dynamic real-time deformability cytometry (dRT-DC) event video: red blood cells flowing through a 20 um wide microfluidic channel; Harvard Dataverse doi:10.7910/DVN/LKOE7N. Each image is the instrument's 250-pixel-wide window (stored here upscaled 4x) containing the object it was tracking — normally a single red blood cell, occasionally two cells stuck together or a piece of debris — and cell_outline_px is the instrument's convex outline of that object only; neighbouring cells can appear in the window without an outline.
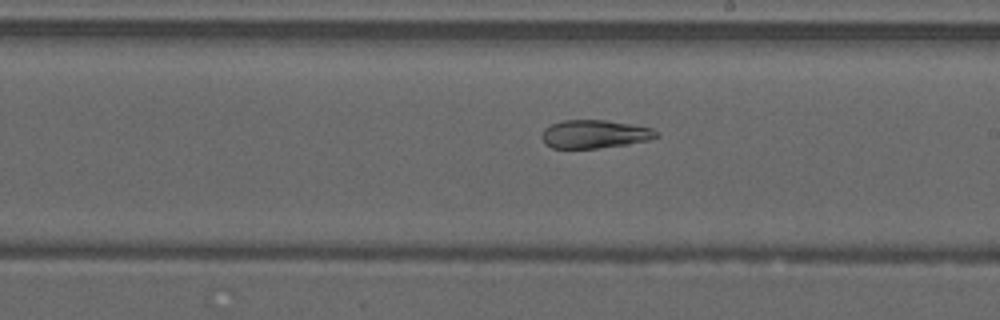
{"species": "common noctule bat (a hibernating species)", "species_latin": "Nyctalus noctula", "temperature_condition": "warm", "stored_images_in_passage": 33, "camera_frame_rate_fps": 3000, "um_per_image_px": 0.085, "animal": {"sex": "male", "forearm_length_mm": 52.5}, "frame": {"image": 1, "passage_image": 14, "time_ms": 4.333, "image_size_px": [1000, 320], "cell_outline_px": [[660, 136], [648, 140], [628, 144], [600, 148], [552, 148], [544, 144], [540, 136], [544, 128], [552, 124], [564, 120], [604, 120], [636, 124], [652, 128]], "centroid_in_image_um": [50.53, 11.4], "position_along_channel_um": 238.5, "area_um2": 19.07}}
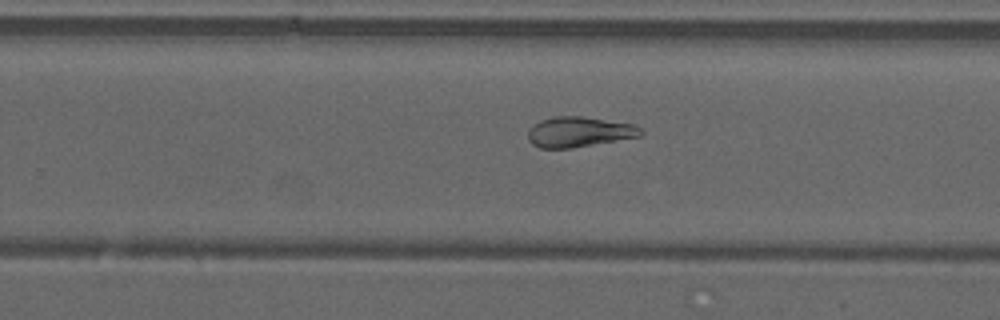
{"frame": {"image": 2, "passage_image": 17, "time_ms": 5.333, "image_size_px": [1000, 320], "cell_outline_px": [[644, 132], [640, 136], [572, 148], [540, 148], [532, 144], [528, 140], [528, 128], [532, 124], [540, 120], [556, 116], [580, 116], [632, 124], [640, 128]], "centroid_in_image_um": [49.16, 11.21], "position_along_channel_um": 280.6, "area_um2": 19.83}, "authors_computed_cell_mechanics": {"area_um2": 19.4786, "velocity_mm_per_s": 4.2356, "shape_relaxation_time_tau1_ms": null, "shape_relaxation_time_tau2_ms": 6.7161, "deformation_change_tau1": null, "deformation_change_tau2": 0.1969}}